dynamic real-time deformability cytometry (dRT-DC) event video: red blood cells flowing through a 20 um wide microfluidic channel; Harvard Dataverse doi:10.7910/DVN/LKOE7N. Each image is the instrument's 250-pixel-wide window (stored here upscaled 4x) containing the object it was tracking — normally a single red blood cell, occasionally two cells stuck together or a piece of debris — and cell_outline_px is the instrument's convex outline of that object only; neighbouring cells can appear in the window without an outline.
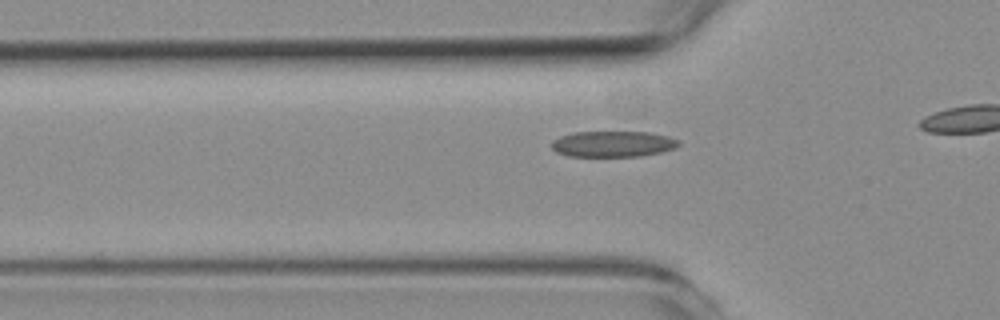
{"species": "common noctule bat (a hibernating species)", "species_latin": "Nyctalus noctula", "temperature_condition": "room temperature", "stored_images_in_passage": 18, "camera_frame_rate_fps": 3000, "um_per_image_px": 0.085, "animal": {"sex": "female", "body_mass_g": 19.3, "forearm_length_mm": 54.1}, "frame": {"image": 1, "passage_image": 8, "time_ms": 2.333, "image_size_px": [1000, 320], "cell_outline_px": [[680, 144], [676, 148], [660, 152], [640, 156], [568, 156], [556, 152], [552, 148], [552, 140], [560, 136], [572, 132], [652, 132], [668, 136], [680, 140]], "centroid_in_image_um": [52.11, 12.23], "position_along_channel_um": 73.7, "area_um2": 19.31}}
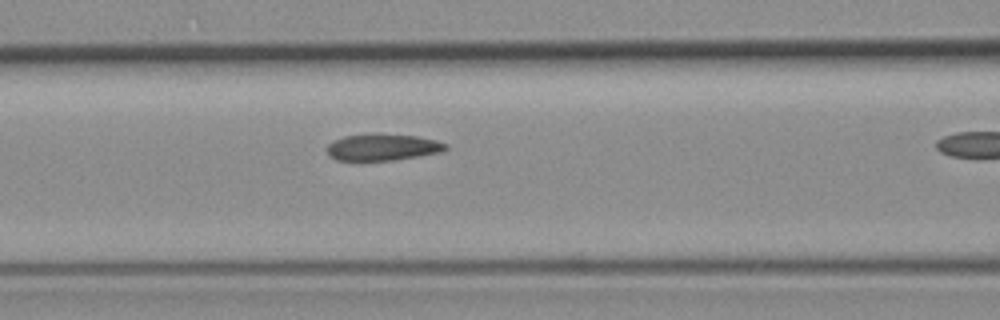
{"frame": {"image": 2, "passage_image": 13, "time_ms": 4.0, "image_size_px": [1000, 320], "cell_outline_px": [[448, 148], [440, 152], [392, 160], [336, 160], [328, 152], [328, 144], [344, 136], [368, 132], [380, 132], [416, 136], [436, 140], [448, 144]], "centroid_in_image_um": [32.54, 12.47], "position_along_channel_um": 134.1, "area_um2": 18.55}}
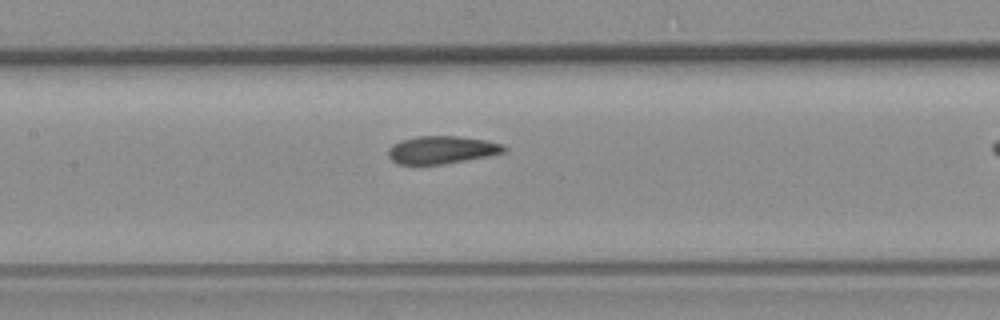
{"frame": {"image": 3, "passage_image": 16, "time_ms": 5.0, "image_size_px": [1000, 320], "cell_outline_px": [[508, 148], [504, 152], [464, 160], [440, 164], [396, 164], [388, 156], [388, 148], [392, 144], [400, 140], [416, 136], [456, 136], [484, 140], [504, 144]], "centroid_in_image_um": [37.5, 12.72], "position_along_channel_um": 169.9, "area_um2": 18.55}}